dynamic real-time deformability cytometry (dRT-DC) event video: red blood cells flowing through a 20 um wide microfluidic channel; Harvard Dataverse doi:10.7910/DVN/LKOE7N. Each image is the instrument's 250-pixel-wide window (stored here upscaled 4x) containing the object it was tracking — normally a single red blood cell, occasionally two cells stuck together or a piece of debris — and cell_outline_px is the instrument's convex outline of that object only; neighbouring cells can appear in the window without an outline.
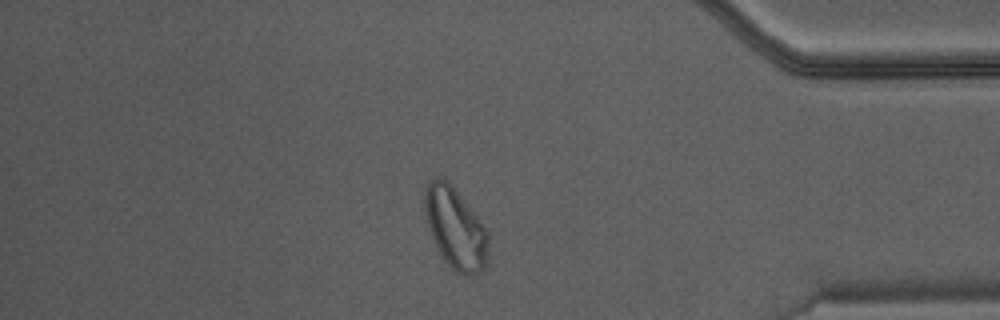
{"species": "Egyptian fruit bat (a non-hibernating species)", "species_latin": "Rousettus aegyptiacus", "temperature_condition": "warm", "stored_images_in_passage": 45, "camera_frame_rate_fps": 3000, "um_per_image_px": 0.085, "animal": {"sex": "male"}, "frame": {"image": 1, "passage_image": 39, "time_ms": 12.667, "image_size_px": [1000, 320], "cell_outline_px": [[488, 244], [484, 268], [480, 272], [472, 276], [464, 276], [456, 272], [444, 260], [428, 228], [424, 208], [424, 192], [428, 180], [440, 176], [444, 176], [452, 184], [488, 232]], "centroid_in_image_um": [38.68, 19.36], "position_along_channel_um": 396.5, "area_um2": 30.0}}
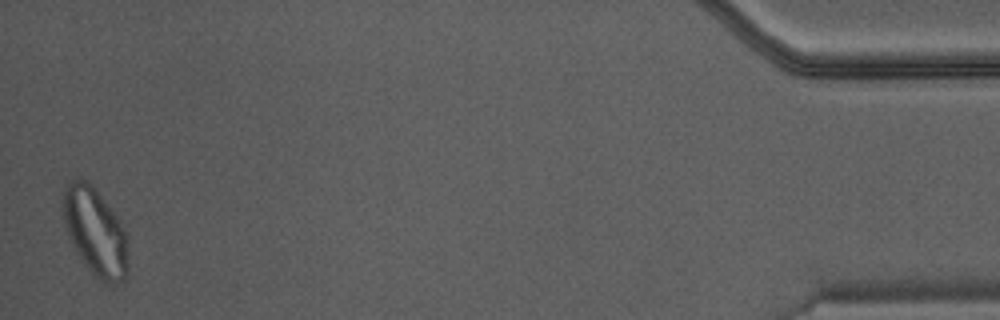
{"frame": {"image": 2, "passage_image": 45, "time_ms": 14.667, "image_size_px": [1000, 320], "cell_outline_px": [[128, 276], [124, 280], [112, 284], [108, 284], [100, 280], [84, 264], [72, 244], [68, 236], [64, 224], [60, 208], [60, 204], [64, 188], [72, 180], [80, 176], [88, 180], [116, 216], [128, 236]], "centroid_in_image_um": [8.07, 19.69], "position_along_channel_um": 427.1, "area_um2": 33.76}}